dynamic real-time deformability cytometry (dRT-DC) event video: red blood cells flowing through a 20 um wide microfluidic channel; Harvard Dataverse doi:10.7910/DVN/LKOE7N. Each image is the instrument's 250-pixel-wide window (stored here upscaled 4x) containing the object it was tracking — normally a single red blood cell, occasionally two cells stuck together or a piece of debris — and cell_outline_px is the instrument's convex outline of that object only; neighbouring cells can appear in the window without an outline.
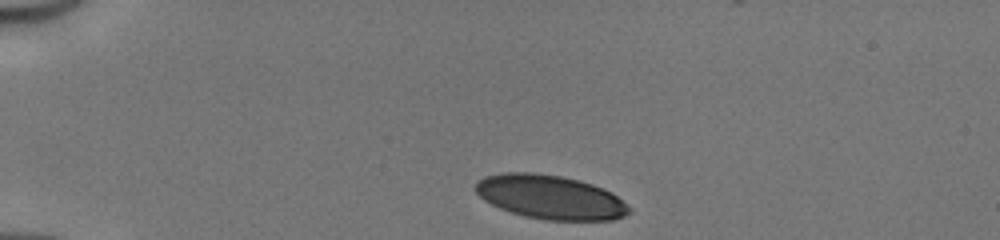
{"species": "human", "species_latin": "Homo sapiens", "temperature_condition": "cold", "stored_images_in_passage": 17, "camera_frame_rate_fps": 3000, "um_per_image_px": 0.085, "donor": {"sex": "male"}, "frame": {"image": 1, "passage_image": 1, "time_ms": 0.0, "image_size_px": [1000, 240], "cell_outline_px": [[632, 212], [624, 216], [612, 220], [548, 220], [524, 216], [500, 208], [484, 200], [476, 192], [476, 184], [484, 176], [504, 172], [532, 172], [560, 176], [580, 180], [592, 184], [612, 192], [632, 208]], "centroid_in_image_um": [46.81, 16.75], "position_along_channel_um": 38.2, "area_um2": 39.36}}
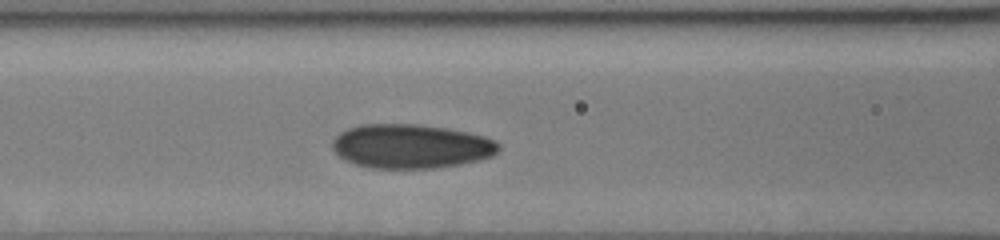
{"frame": {"image": 2, "passage_image": 12, "time_ms": 3.667, "image_size_px": [1000, 240], "cell_outline_px": [[500, 148], [492, 156], [480, 160], [460, 164], [436, 168], [368, 168], [344, 160], [332, 148], [332, 140], [340, 132], [348, 128], [360, 124], [420, 124], [448, 128], [468, 132], [484, 136], [496, 140], [500, 144]], "centroid_in_image_um": [34.94, 12.43], "position_along_channel_um": 131.7, "area_um2": 43.12}}
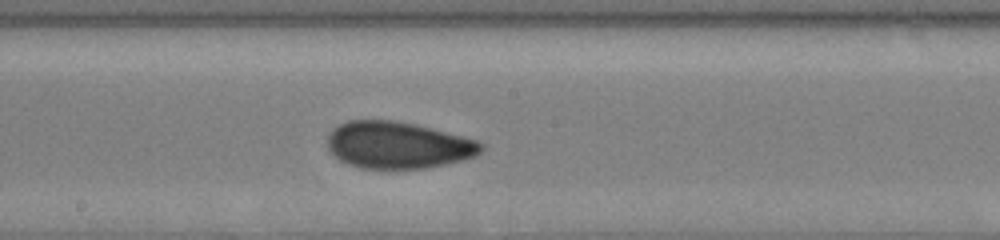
{"frame": {"image": 3, "passage_image": 17, "time_ms": 5.333, "image_size_px": [1000, 240], "cell_outline_px": [[484, 148], [480, 152], [464, 160], [424, 168], [360, 168], [348, 164], [332, 156], [328, 148], [328, 136], [332, 128], [348, 120], [396, 120], [416, 124], [432, 128], [476, 140], [484, 144]], "centroid_in_image_um": [33.79, 12.32], "position_along_channel_um": 214.4, "area_um2": 41.96}}